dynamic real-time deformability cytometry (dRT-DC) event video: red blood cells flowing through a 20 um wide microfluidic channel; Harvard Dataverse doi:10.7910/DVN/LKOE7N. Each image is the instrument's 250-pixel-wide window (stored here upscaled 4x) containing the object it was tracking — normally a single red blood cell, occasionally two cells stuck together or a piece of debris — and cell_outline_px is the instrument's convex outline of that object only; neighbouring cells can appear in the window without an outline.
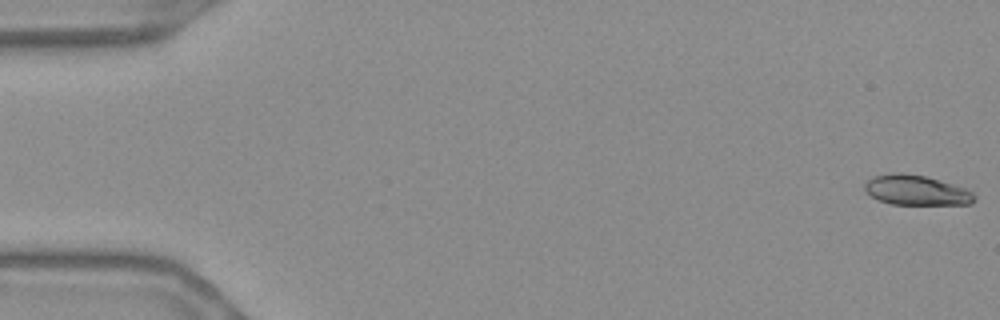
{"species": "Egyptian fruit bat (a non-hibernating species)", "species_latin": "Rousettus aegyptiacus", "temperature_condition": "warm", "stored_images_in_passage": 56, "camera_frame_rate_fps": 3000, "um_per_image_px": 0.085, "frame": {"image": 1, "passage_image": 1, "time_ms": 0.0, "image_size_px": [1000, 320], "cell_outline_px": [[976, 200], [968, 204], [892, 204], [880, 200], [864, 192], [864, 184], [872, 176], [892, 172], [900, 172], [924, 176], [940, 180], [964, 188], [972, 192], [976, 196]], "centroid_in_image_um": [77.85, 16.15], "position_along_channel_um": 7.2, "area_um2": 19.13}}
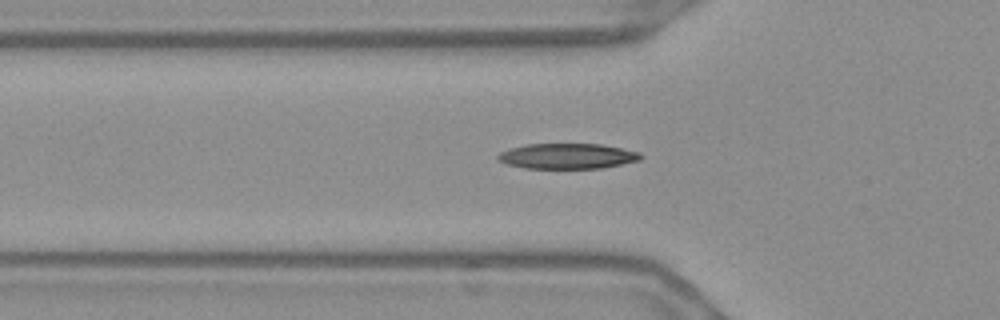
{"frame": {"image": 2, "passage_image": 19, "time_ms": 6.0, "image_size_px": [1000, 320], "cell_outline_px": [[644, 156], [640, 160], [600, 168], [524, 168], [504, 164], [496, 160], [496, 156], [500, 152], [508, 148], [524, 144], [600, 144], [640, 152]], "centroid_in_image_um": [48.15, 13.27], "position_along_channel_um": 77.6, "area_um2": 21.27}}
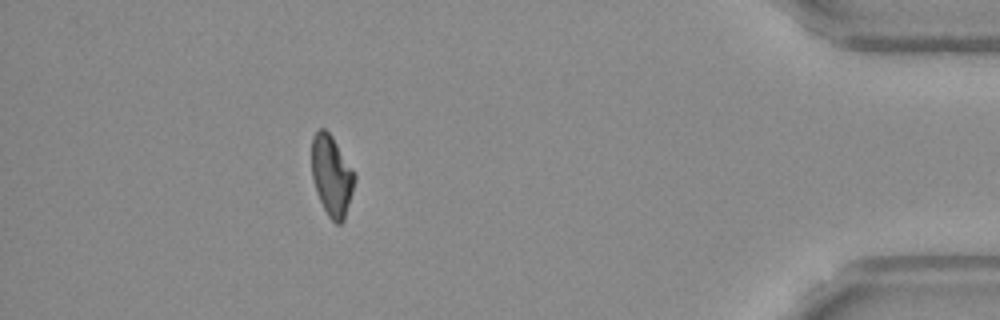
{"frame": {"image": 3, "passage_image": 50, "time_ms": 16.333, "image_size_px": [1000, 320], "cell_outline_px": [[356, 180], [344, 220], [340, 224], [336, 224], [328, 216], [316, 192], [312, 176], [312, 136], [320, 128], [324, 128], [332, 136], [356, 172]], "centroid_in_image_um": [28.21, 14.92], "position_along_channel_um": 407.0, "area_um2": 20.29}, "authors_computed_cell_mechanics": {"area_um2": 20.4323, "velocity_mm_per_s": 3.6789, "shape_relaxation_time_tau1_ms": 8.9546, "shape_relaxation_time_tau2_ms": 5.7128, "deformation_change_tau1": 0.2544, "deformation_change_tau2": 0.1242}}